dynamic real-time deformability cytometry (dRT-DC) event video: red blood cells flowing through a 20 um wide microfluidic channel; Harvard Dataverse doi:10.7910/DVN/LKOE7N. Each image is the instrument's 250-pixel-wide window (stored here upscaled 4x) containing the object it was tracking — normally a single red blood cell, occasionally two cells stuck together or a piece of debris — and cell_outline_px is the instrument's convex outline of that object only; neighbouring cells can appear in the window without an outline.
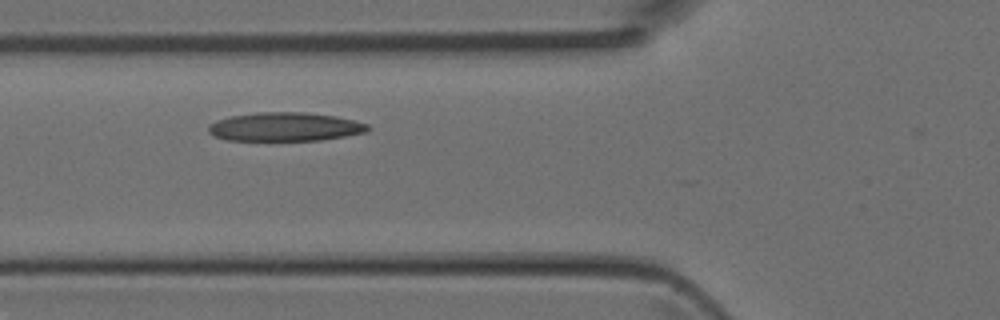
{"species": "Egyptian fruit bat (a non-hibernating species)", "species_latin": "Rousettus aegyptiacus", "temperature_condition": "room temperature", "stored_images_in_passage": 4, "camera_frame_rate_fps": 3000, "um_per_image_px": 0.085, "animal": {"sex": "female"}, "frame": {"image": 1, "passage_image": 2, "time_ms": 0.333, "image_size_px": [1000, 320], "cell_outline_px": [[372, 128], [368, 132], [320, 140], [228, 140], [212, 136], [208, 132], [208, 124], [216, 120], [232, 116], [256, 112], [304, 112], [336, 116], [356, 120], [368, 124]], "centroid_in_image_um": [24.24, 10.77], "position_along_channel_um": 101.6, "area_um2": 26.88}}
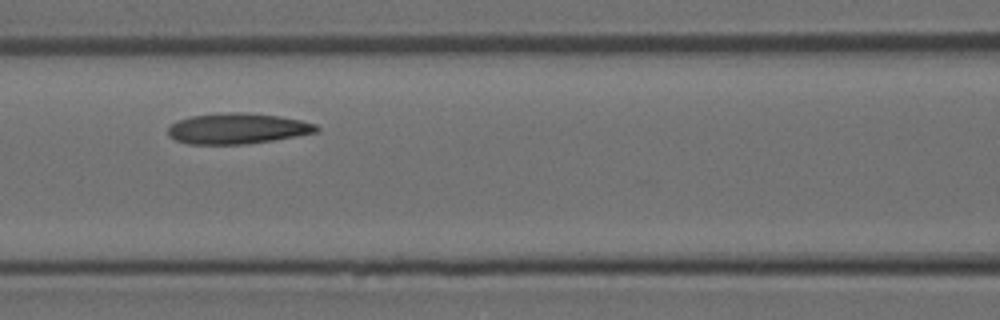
{"frame": {"image": 2, "passage_image": 3, "time_ms": 0.667, "image_size_px": [1000, 320], "cell_outline_px": [[320, 128], [316, 132], [296, 136], [272, 140], [244, 144], [188, 144], [176, 140], [168, 136], [168, 128], [176, 120], [192, 116], [228, 112], [240, 112], [280, 116], [300, 120], [316, 124]], "centroid_in_image_um": [20.16, 10.92], "position_along_channel_um": 146.4, "area_um2": 26.41}}
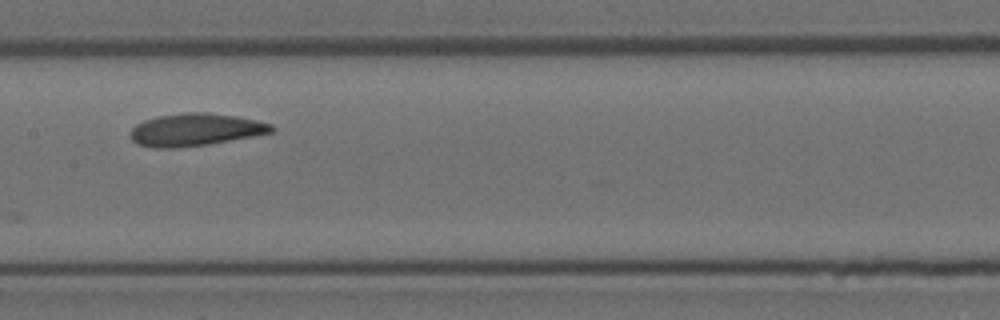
{"frame": {"image": 3, "passage_image": 4, "time_ms": 1.0, "image_size_px": [1000, 320], "cell_outline_px": [[276, 128], [272, 132], [252, 136], [208, 144], [180, 148], [152, 148], [136, 144], [132, 140], [132, 128], [136, 124], [144, 120], [156, 116], [188, 112], [196, 112], [236, 116], [256, 120], [272, 124]], "centroid_in_image_um": [16.58, 11.03], "position_along_channel_um": 190.8, "area_um2": 26.59}}